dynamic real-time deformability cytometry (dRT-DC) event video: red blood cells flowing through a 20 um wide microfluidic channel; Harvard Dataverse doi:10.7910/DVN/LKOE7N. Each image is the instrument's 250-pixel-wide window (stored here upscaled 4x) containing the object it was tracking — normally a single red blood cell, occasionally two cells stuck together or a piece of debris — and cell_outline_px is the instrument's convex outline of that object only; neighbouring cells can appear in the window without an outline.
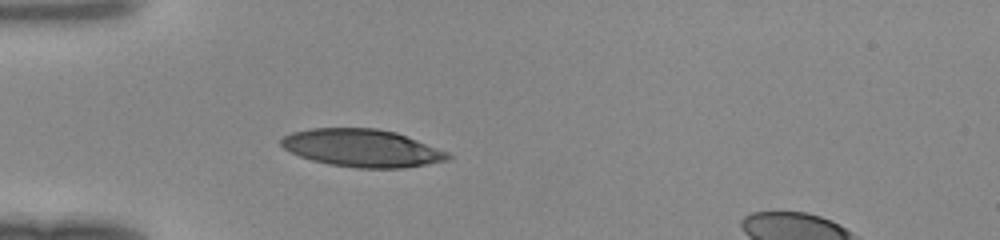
{"species": "human", "species_latin": "Homo sapiens", "temperature_condition": "room temperature", "stored_images_in_passage": 34, "camera_frame_rate_fps": 3000, "um_per_image_px": 0.085, "donor": {"sex": "female"}, "frame": {"image": 1, "passage_image": 1, "time_ms": 0.0, "image_size_px": [1000, 240], "cell_outline_px": [[452, 156], [448, 160], [404, 168], [356, 168], [328, 164], [312, 160], [300, 156], [284, 148], [280, 144], [280, 140], [284, 136], [292, 132], [312, 128], [376, 128], [396, 132], [448, 152]], "centroid_in_image_um": [30.77, 12.59], "position_along_channel_um": 54.2, "area_um2": 36.47}}
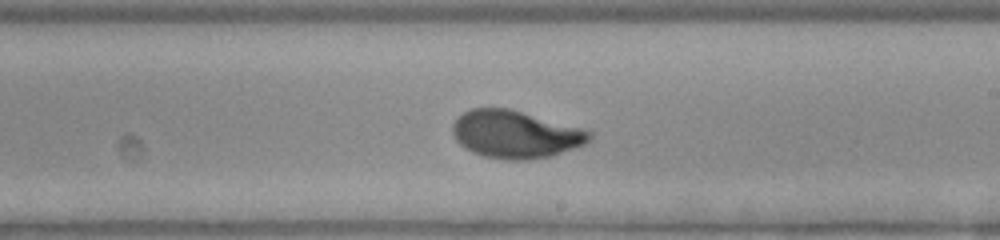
{"frame": {"image": 2, "passage_image": 15, "time_ms": 4.667, "image_size_px": [1000, 240], "cell_outline_px": [[592, 140], [584, 144], [552, 156], [524, 160], [504, 160], [484, 156], [472, 152], [464, 148], [456, 140], [452, 132], [452, 124], [456, 116], [472, 108], [508, 108], [580, 128], [592, 132]], "centroid_in_image_um": [43.76, 11.42], "position_along_channel_um": 245.2, "area_um2": 37.92}}
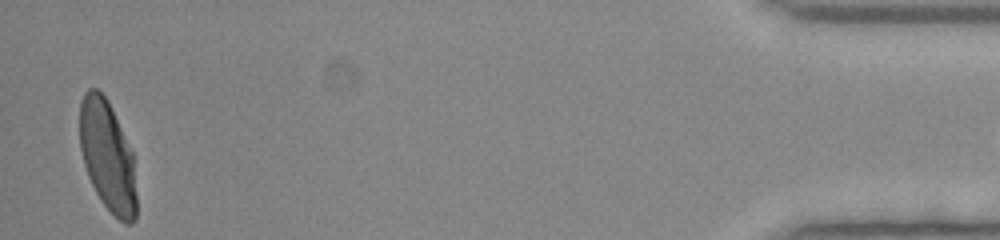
{"frame": {"image": 3, "passage_image": 33, "time_ms": 10.667, "image_size_px": [1000, 240], "cell_outline_px": [[136, 220], [132, 224], [124, 224], [100, 200], [88, 176], [84, 164], [80, 148], [80, 100], [84, 92], [88, 88], [96, 88], [108, 100], [132, 152], [136, 192]], "centroid_in_image_um": [9.13, 13.27], "position_along_channel_um": 426.1, "area_um2": 36.41}}